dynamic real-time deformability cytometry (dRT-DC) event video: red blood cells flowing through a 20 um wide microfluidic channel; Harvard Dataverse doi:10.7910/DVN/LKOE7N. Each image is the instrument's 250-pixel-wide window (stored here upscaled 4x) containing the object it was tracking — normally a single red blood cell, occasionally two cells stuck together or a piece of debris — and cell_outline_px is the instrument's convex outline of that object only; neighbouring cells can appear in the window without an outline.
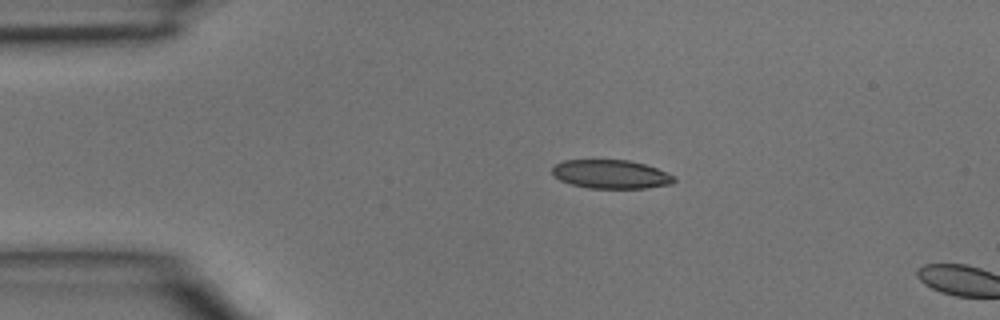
{"species": "common noctule bat (a hibernating species)", "species_latin": "Nyctalus noctula", "temperature_condition": "room temperature", "stored_images_in_passage": 2, "camera_frame_rate_fps": 3000, "um_per_image_px": 0.085, "animal": {"sex": "male", "body_mass_g": 15.6}, "frame": {"image": 1, "passage_image": 1, "time_ms": 0.0, "image_size_px": [1000, 320], "cell_outline_px": [[676, 180], [672, 184], [648, 188], [588, 188], [572, 184], [560, 180], [552, 172], [552, 164], [564, 160], [628, 160], [644, 164], [656, 168], [676, 176]], "centroid_in_image_um": [51.94, 14.81], "position_along_channel_um": 33.1, "area_um2": 20.46}}